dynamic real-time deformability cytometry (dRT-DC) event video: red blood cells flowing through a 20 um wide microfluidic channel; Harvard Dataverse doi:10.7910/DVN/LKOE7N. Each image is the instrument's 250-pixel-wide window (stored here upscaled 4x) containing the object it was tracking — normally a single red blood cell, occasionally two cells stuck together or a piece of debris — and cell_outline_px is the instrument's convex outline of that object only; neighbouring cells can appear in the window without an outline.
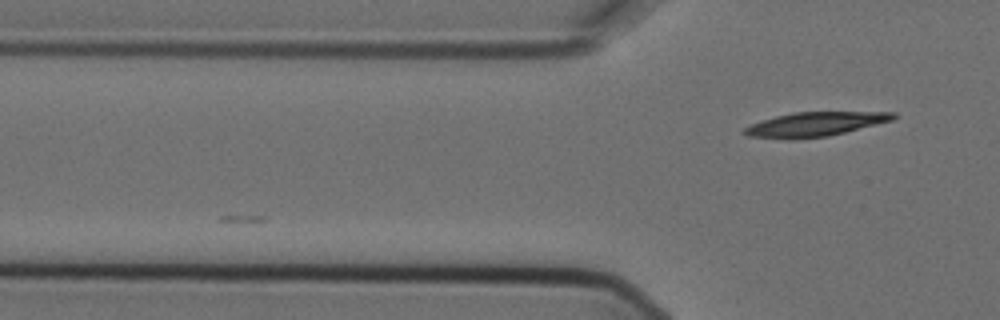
{"species": "Egyptian fruit bat (a non-hibernating species)", "species_latin": "Rousettus aegyptiacus", "temperature_condition": "cold", "stored_images_in_passage": 2, "camera_frame_rate_fps": 3000, "um_per_image_px": 0.085, "animal": {"sex": "female"}, "frame": {"image": 1, "passage_image": 2, "time_ms": 0.333, "image_size_px": [1000, 320], "cell_outline_px": [[896, 116], [892, 120], [828, 136], [796, 140], [788, 140], [748, 136], [740, 132], [744, 128], [752, 124], [776, 116], [792, 112], [896, 112]], "centroid_in_image_um": [69.21, 10.57], "position_along_channel_um": 56.6, "area_um2": 21.04}}